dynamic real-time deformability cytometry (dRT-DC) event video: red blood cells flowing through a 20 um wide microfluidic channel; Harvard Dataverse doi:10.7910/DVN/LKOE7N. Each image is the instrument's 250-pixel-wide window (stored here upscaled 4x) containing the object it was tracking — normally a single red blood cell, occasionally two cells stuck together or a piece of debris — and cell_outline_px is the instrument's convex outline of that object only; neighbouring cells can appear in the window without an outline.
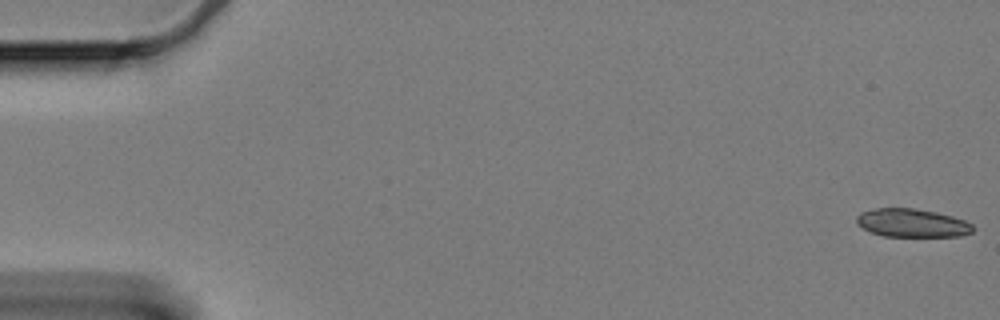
{"species": "Egyptian fruit bat (a non-hibernating species)", "species_latin": "Rousettus aegyptiacus", "temperature_condition": "cold", "stored_images_in_passage": 34, "camera_frame_rate_fps": 3000, "um_per_image_px": 0.085, "animal": {"sex": "female"}, "frame": {"image": 1, "passage_image": 1, "time_ms": 0.0, "image_size_px": [1000, 320], "cell_outline_px": [[976, 228], [972, 232], [960, 236], [884, 236], [872, 232], [856, 224], [856, 216], [860, 212], [876, 208], [912, 208], [936, 212], [952, 216], [964, 220], [972, 224]], "centroid_in_image_um": [77.53, 18.95], "position_along_channel_um": 7.5, "area_um2": 19.19}}
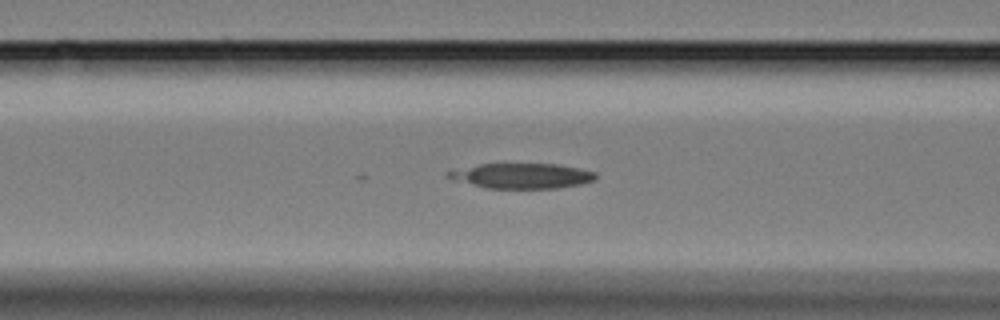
{"frame": {"image": 2, "passage_image": 24, "time_ms": 7.667, "image_size_px": [1000, 320], "cell_outline_px": [[596, 180], [580, 184], [556, 188], [488, 188], [456, 180], [444, 176], [444, 172], [480, 164], [556, 164], [596, 172]], "centroid_in_image_um": [44.35, 14.94], "position_along_channel_um": 122.2, "area_um2": 21.33}}
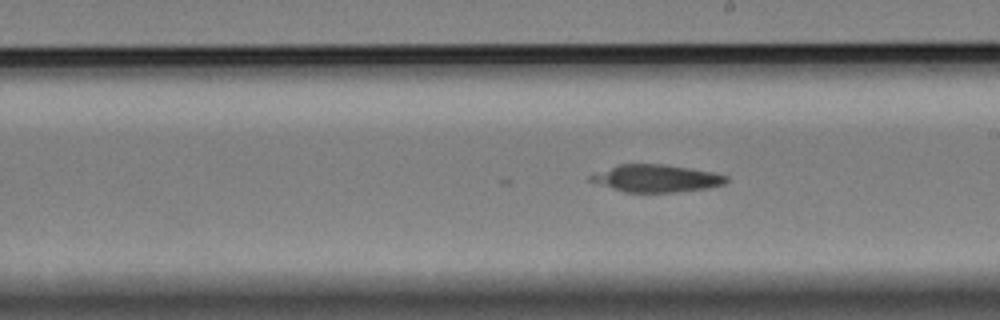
{"frame": {"image": 3, "passage_image": 34, "time_ms": 11.0, "image_size_px": [1000, 320], "cell_outline_px": [[728, 180], [724, 184], [708, 188], [676, 192], [624, 192], [588, 180], [588, 176], [620, 164], [664, 164], [712, 172], [728, 176]], "centroid_in_image_um": [55.81, 15.16], "position_along_channel_um": 233.2, "area_um2": 21.39}}